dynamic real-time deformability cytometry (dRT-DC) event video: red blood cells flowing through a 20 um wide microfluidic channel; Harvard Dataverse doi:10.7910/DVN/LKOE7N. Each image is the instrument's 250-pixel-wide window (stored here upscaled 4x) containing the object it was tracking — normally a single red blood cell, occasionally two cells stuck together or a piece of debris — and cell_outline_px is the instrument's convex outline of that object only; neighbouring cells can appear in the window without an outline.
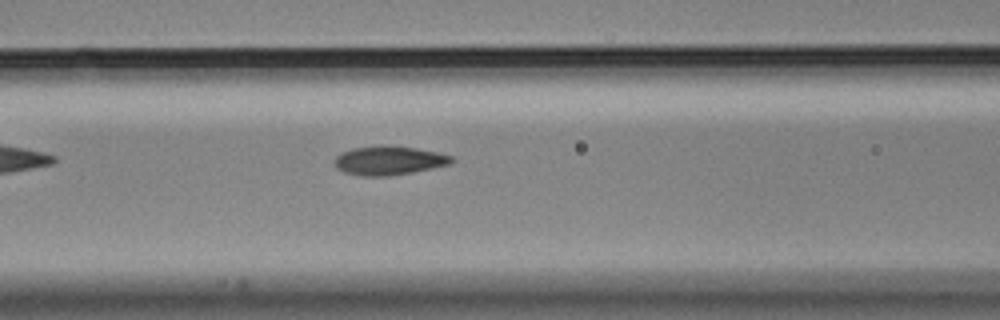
{"species": "Egyptian fruit bat (a non-hibernating species)", "species_latin": "Rousettus aegyptiacus", "temperature_condition": "cold", "stored_images_in_passage": 6, "camera_frame_rate_fps": 3000, "um_per_image_px": 0.085, "animal": {"sex": "male"}, "frame": {"image": 1, "passage_image": 6, "time_ms": 1.667, "image_size_px": [1000, 320], "cell_outline_px": [[456, 160], [448, 164], [432, 168], [412, 172], [388, 176], [360, 176], [344, 172], [336, 168], [332, 160], [336, 156], [352, 148], [376, 144], [384, 144], [416, 148], [436, 152], [452, 156]], "centroid_in_image_um": [33.01, 13.63], "position_along_channel_um": 133.6, "area_um2": 20.0}}